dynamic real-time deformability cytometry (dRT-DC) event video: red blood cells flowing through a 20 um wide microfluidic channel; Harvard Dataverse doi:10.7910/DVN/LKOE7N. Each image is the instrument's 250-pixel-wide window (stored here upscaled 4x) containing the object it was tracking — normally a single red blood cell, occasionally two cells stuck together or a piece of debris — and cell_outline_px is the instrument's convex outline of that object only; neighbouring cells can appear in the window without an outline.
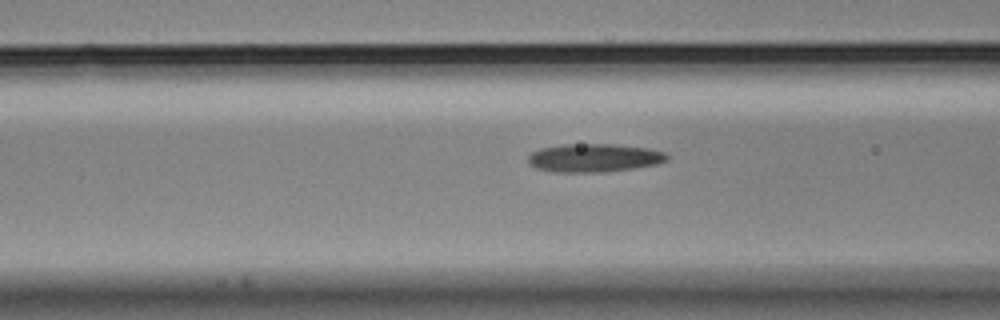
{"species": "Egyptian fruit bat (a non-hibernating species)", "species_latin": "Rousettus aegyptiacus", "temperature_condition": "cold", "stored_images_in_passage": 40, "camera_frame_rate_fps": 3000, "um_per_image_px": 0.085, "animal": {"sex": "male"}, "frame": {"image": 1, "passage_image": 16, "time_ms": 5.0, "image_size_px": [1000, 320], "cell_outline_px": [[668, 160], [656, 164], [632, 168], [604, 172], [552, 172], [536, 168], [528, 164], [528, 156], [532, 152], [540, 148], [564, 144], [612, 144], [648, 148], [664, 152], [668, 156]], "centroid_in_image_um": [50.46, 13.42], "position_along_channel_um": 116.1, "area_um2": 22.95}}
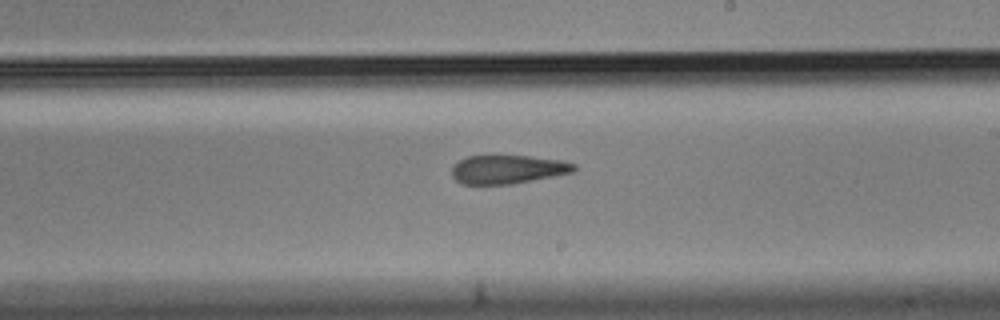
{"frame": {"image": 2, "passage_image": 27, "time_ms": 8.667, "image_size_px": [1000, 320], "cell_outline_px": [[576, 168], [572, 172], [512, 184], [460, 184], [452, 176], [452, 164], [468, 156], [492, 152], [496, 152], [532, 156], [564, 160], [576, 164]], "centroid_in_image_um": [43.11, 14.33], "position_along_channel_um": 245.9, "area_um2": 21.39}}
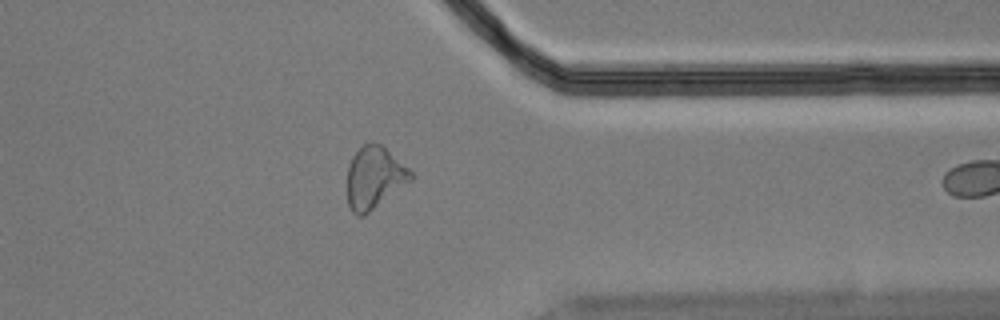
{"frame": {"image": 3, "passage_image": 39, "time_ms": 12.667, "image_size_px": [1000, 320], "cell_outline_px": [[412, 180], [364, 216], [356, 216], [352, 212], [348, 204], [348, 164], [352, 156], [364, 144], [380, 144], [408, 168], [412, 172]], "centroid_in_image_um": [31.8, 15.13], "position_along_channel_um": 379.6, "area_um2": 22.6}}